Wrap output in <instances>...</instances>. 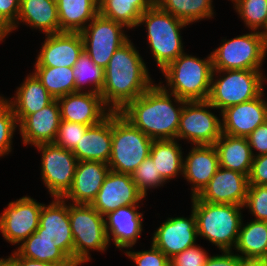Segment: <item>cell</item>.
<instances>
[{
  "instance_id": "8fae6325",
  "label": "cell",
  "mask_w": 267,
  "mask_h": 266,
  "mask_svg": "<svg viewBox=\"0 0 267 266\" xmlns=\"http://www.w3.org/2000/svg\"><path fill=\"white\" fill-rule=\"evenodd\" d=\"M41 152V179L53 198H63L71 189L78 160L71 150L54 143L34 146Z\"/></svg>"
},
{
  "instance_id": "484cf974",
  "label": "cell",
  "mask_w": 267,
  "mask_h": 266,
  "mask_svg": "<svg viewBox=\"0 0 267 266\" xmlns=\"http://www.w3.org/2000/svg\"><path fill=\"white\" fill-rule=\"evenodd\" d=\"M32 29H39L45 35L60 33L56 0H20V9L16 23L8 35L18 29L20 23Z\"/></svg>"
},
{
  "instance_id": "e575fe53",
  "label": "cell",
  "mask_w": 267,
  "mask_h": 266,
  "mask_svg": "<svg viewBox=\"0 0 267 266\" xmlns=\"http://www.w3.org/2000/svg\"><path fill=\"white\" fill-rule=\"evenodd\" d=\"M34 69L32 73L54 99L76 92L72 67H34Z\"/></svg>"
},
{
  "instance_id": "4dcf8cb0",
  "label": "cell",
  "mask_w": 267,
  "mask_h": 266,
  "mask_svg": "<svg viewBox=\"0 0 267 266\" xmlns=\"http://www.w3.org/2000/svg\"><path fill=\"white\" fill-rule=\"evenodd\" d=\"M154 4V0H99V13L127 29L138 27L141 15Z\"/></svg>"
},
{
  "instance_id": "ffe728a7",
  "label": "cell",
  "mask_w": 267,
  "mask_h": 266,
  "mask_svg": "<svg viewBox=\"0 0 267 266\" xmlns=\"http://www.w3.org/2000/svg\"><path fill=\"white\" fill-rule=\"evenodd\" d=\"M264 91L255 99L230 106L221 113L222 133L247 137L267 120V102Z\"/></svg>"
},
{
  "instance_id": "c3c4849f",
  "label": "cell",
  "mask_w": 267,
  "mask_h": 266,
  "mask_svg": "<svg viewBox=\"0 0 267 266\" xmlns=\"http://www.w3.org/2000/svg\"><path fill=\"white\" fill-rule=\"evenodd\" d=\"M16 266H59L52 262H43L20 256L15 250L11 254Z\"/></svg>"
},
{
  "instance_id": "1f68e13d",
  "label": "cell",
  "mask_w": 267,
  "mask_h": 266,
  "mask_svg": "<svg viewBox=\"0 0 267 266\" xmlns=\"http://www.w3.org/2000/svg\"><path fill=\"white\" fill-rule=\"evenodd\" d=\"M242 258L267 259V222L253 220L240 226L235 247Z\"/></svg>"
},
{
  "instance_id": "816d5d0a",
  "label": "cell",
  "mask_w": 267,
  "mask_h": 266,
  "mask_svg": "<svg viewBox=\"0 0 267 266\" xmlns=\"http://www.w3.org/2000/svg\"><path fill=\"white\" fill-rule=\"evenodd\" d=\"M8 36V33L0 26V42Z\"/></svg>"
},
{
  "instance_id": "b9f144b4",
  "label": "cell",
  "mask_w": 267,
  "mask_h": 266,
  "mask_svg": "<svg viewBox=\"0 0 267 266\" xmlns=\"http://www.w3.org/2000/svg\"><path fill=\"white\" fill-rule=\"evenodd\" d=\"M130 250L131 248L124 253L134 261L136 266H170V259L153 243H151V248L149 250Z\"/></svg>"
},
{
  "instance_id": "6da1fadb",
  "label": "cell",
  "mask_w": 267,
  "mask_h": 266,
  "mask_svg": "<svg viewBox=\"0 0 267 266\" xmlns=\"http://www.w3.org/2000/svg\"><path fill=\"white\" fill-rule=\"evenodd\" d=\"M153 82L143 58L129 39L115 51L104 69L100 94L112 112H120L148 90Z\"/></svg>"
},
{
  "instance_id": "ee69618b",
  "label": "cell",
  "mask_w": 267,
  "mask_h": 266,
  "mask_svg": "<svg viewBox=\"0 0 267 266\" xmlns=\"http://www.w3.org/2000/svg\"><path fill=\"white\" fill-rule=\"evenodd\" d=\"M20 0H0V26L7 32L16 23Z\"/></svg>"
},
{
  "instance_id": "ab89813d",
  "label": "cell",
  "mask_w": 267,
  "mask_h": 266,
  "mask_svg": "<svg viewBox=\"0 0 267 266\" xmlns=\"http://www.w3.org/2000/svg\"><path fill=\"white\" fill-rule=\"evenodd\" d=\"M89 127V125L61 120L53 143L72 151Z\"/></svg>"
},
{
  "instance_id": "f907efd6",
  "label": "cell",
  "mask_w": 267,
  "mask_h": 266,
  "mask_svg": "<svg viewBox=\"0 0 267 266\" xmlns=\"http://www.w3.org/2000/svg\"><path fill=\"white\" fill-rule=\"evenodd\" d=\"M0 266H16V264L14 259L8 256V258H0Z\"/></svg>"
},
{
  "instance_id": "f6af8a7d",
  "label": "cell",
  "mask_w": 267,
  "mask_h": 266,
  "mask_svg": "<svg viewBox=\"0 0 267 266\" xmlns=\"http://www.w3.org/2000/svg\"><path fill=\"white\" fill-rule=\"evenodd\" d=\"M246 138L250 145L253 156L267 154V120L258 126ZM253 150L258 151V153H254Z\"/></svg>"
},
{
  "instance_id": "603a6c76",
  "label": "cell",
  "mask_w": 267,
  "mask_h": 266,
  "mask_svg": "<svg viewBox=\"0 0 267 266\" xmlns=\"http://www.w3.org/2000/svg\"><path fill=\"white\" fill-rule=\"evenodd\" d=\"M183 163V177L192 185L191 198L197 196L219 168L214 145H193Z\"/></svg>"
},
{
  "instance_id": "83f0119b",
  "label": "cell",
  "mask_w": 267,
  "mask_h": 266,
  "mask_svg": "<svg viewBox=\"0 0 267 266\" xmlns=\"http://www.w3.org/2000/svg\"><path fill=\"white\" fill-rule=\"evenodd\" d=\"M214 147L218 154L220 167L240 172L249 177L254 156L247 138L222 133Z\"/></svg>"
},
{
  "instance_id": "d6a6232c",
  "label": "cell",
  "mask_w": 267,
  "mask_h": 266,
  "mask_svg": "<svg viewBox=\"0 0 267 266\" xmlns=\"http://www.w3.org/2000/svg\"><path fill=\"white\" fill-rule=\"evenodd\" d=\"M15 251L22 257L52 262L59 266H65L72 261L56 246L52 238L38 234L36 231L24 240Z\"/></svg>"
},
{
  "instance_id": "7dc6e473",
  "label": "cell",
  "mask_w": 267,
  "mask_h": 266,
  "mask_svg": "<svg viewBox=\"0 0 267 266\" xmlns=\"http://www.w3.org/2000/svg\"><path fill=\"white\" fill-rule=\"evenodd\" d=\"M221 255L210 256L204 266H239L240 256L232 250H223Z\"/></svg>"
},
{
  "instance_id": "74e56055",
  "label": "cell",
  "mask_w": 267,
  "mask_h": 266,
  "mask_svg": "<svg viewBox=\"0 0 267 266\" xmlns=\"http://www.w3.org/2000/svg\"><path fill=\"white\" fill-rule=\"evenodd\" d=\"M18 122L8 98L0 96V157L12 151V139Z\"/></svg>"
},
{
  "instance_id": "f1b7e54d",
  "label": "cell",
  "mask_w": 267,
  "mask_h": 266,
  "mask_svg": "<svg viewBox=\"0 0 267 266\" xmlns=\"http://www.w3.org/2000/svg\"><path fill=\"white\" fill-rule=\"evenodd\" d=\"M60 32H81L99 13V0H56Z\"/></svg>"
},
{
  "instance_id": "4316f807",
  "label": "cell",
  "mask_w": 267,
  "mask_h": 266,
  "mask_svg": "<svg viewBox=\"0 0 267 266\" xmlns=\"http://www.w3.org/2000/svg\"><path fill=\"white\" fill-rule=\"evenodd\" d=\"M11 99V100H10ZM54 98L37 77L31 73L18 87L13 98H9L18 125L30 114L50 104Z\"/></svg>"
},
{
  "instance_id": "9c48e42d",
  "label": "cell",
  "mask_w": 267,
  "mask_h": 266,
  "mask_svg": "<svg viewBox=\"0 0 267 266\" xmlns=\"http://www.w3.org/2000/svg\"><path fill=\"white\" fill-rule=\"evenodd\" d=\"M222 42L211 52L214 70H261L267 54L263 33L251 31Z\"/></svg>"
},
{
  "instance_id": "db71d44e",
  "label": "cell",
  "mask_w": 267,
  "mask_h": 266,
  "mask_svg": "<svg viewBox=\"0 0 267 266\" xmlns=\"http://www.w3.org/2000/svg\"><path fill=\"white\" fill-rule=\"evenodd\" d=\"M263 36H264V39H265V42H266V45H267V28H266V30L263 32Z\"/></svg>"
},
{
  "instance_id": "f35d334b",
  "label": "cell",
  "mask_w": 267,
  "mask_h": 266,
  "mask_svg": "<svg viewBox=\"0 0 267 266\" xmlns=\"http://www.w3.org/2000/svg\"><path fill=\"white\" fill-rule=\"evenodd\" d=\"M132 180L135 182L138 190L146 198L147 191L152 188L162 187L165 181L157 172L155 163L150 157H147L131 174Z\"/></svg>"
},
{
  "instance_id": "bcb514c9",
  "label": "cell",
  "mask_w": 267,
  "mask_h": 266,
  "mask_svg": "<svg viewBox=\"0 0 267 266\" xmlns=\"http://www.w3.org/2000/svg\"><path fill=\"white\" fill-rule=\"evenodd\" d=\"M249 185H267V154L254 156Z\"/></svg>"
},
{
  "instance_id": "8d00e7d4",
  "label": "cell",
  "mask_w": 267,
  "mask_h": 266,
  "mask_svg": "<svg viewBox=\"0 0 267 266\" xmlns=\"http://www.w3.org/2000/svg\"><path fill=\"white\" fill-rule=\"evenodd\" d=\"M232 3L247 28L261 33L266 30L267 0H232Z\"/></svg>"
},
{
  "instance_id": "52a82bcc",
  "label": "cell",
  "mask_w": 267,
  "mask_h": 266,
  "mask_svg": "<svg viewBox=\"0 0 267 266\" xmlns=\"http://www.w3.org/2000/svg\"><path fill=\"white\" fill-rule=\"evenodd\" d=\"M262 72L261 70H214L209 103L215 110L219 109L222 112L230 106L255 99L264 91L266 78Z\"/></svg>"
},
{
  "instance_id": "3957f363",
  "label": "cell",
  "mask_w": 267,
  "mask_h": 266,
  "mask_svg": "<svg viewBox=\"0 0 267 266\" xmlns=\"http://www.w3.org/2000/svg\"><path fill=\"white\" fill-rule=\"evenodd\" d=\"M213 71L211 53L207 58L199 59L184 52L161 71L166 87L162 82L158 84L186 101H207Z\"/></svg>"
},
{
  "instance_id": "44dd1931",
  "label": "cell",
  "mask_w": 267,
  "mask_h": 266,
  "mask_svg": "<svg viewBox=\"0 0 267 266\" xmlns=\"http://www.w3.org/2000/svg\"><path fill=\"white\" fill-rule=\"evenodd\" d=\"M61 121L60 106L54 99L46 107L28 115L19 125L24 145L53 143Z\"/></svg>"
},
{
  "instance_id": "30bf717a",
  "label": "cell",
  "mask_w": 267,
  "mask_h": 266,
  "mask_svg": "<svg viewBox=\"0 0 267 266\" xmlns=\"http://www.w3.org/2000/svg\"><path fill=\"white\" fill-rule=\"evenodd\" d=\"M125 28L123 24L98 13L80 32L84 52L97 66L105 69L115 51L129 40L123 30Z\"/></svg>"
},
{
  "instance_id": "60d3db41",
  "label": "cell",
  "mask_w": 267,
  "mask_h": 266,
  "mask_svg": "<svg viewBox=\"0 0 267 266\" xmlns=\"http://www.w3.org/2000/svg\"><path fill=\"white\" fill-rule=\"evenodd\" d=\"M244 207L258 221L267 222V185H249Z\"/></svg>"
},
{
  "instance_id": "d590c367",
  "label": "cell",
  "mask_w": 267,
  "mask_h": 266,
  "mask_svg": "<svg viewBox=\"0 0 267 266\" xmlns=\"http://www.w3.org/2000/svg\"><path fill=\"white\" fill-rule=\"evenodd\" d=\"M72 68L75 77L76 92H83L85 84L88 83L92 87L84 91L101 93L104 84V69L97 66L88 54L83 51Z\"/></svg>"
},
{
  "instance_id": "5bb4252c",
  "label": "cell",
  "mask_w": 267,
  "mask_h": 266,
  "mask_svg": "<svg viewBox=\"0 0 267 266\" xmlns=\"http://www.w3.org/2000/svg\"><path fill=\"white\" fill-rule=\"evenodd\" d=\"M144 198L130 174L110 170L91 206L105 217L120 207L140 205Z\"/></svg>"
},
{
  "instance_id": "2e32d148",
  "label": "cell",
  "mask_w": 267,
  "mask_h": 266,
  "mask_svg": "<svg viewBox=\"0 0 267 266\" xmlns=\"http://www.w3.org/2000/svg\"><path fill=\"white\" fill-rule=\"evenodd\" d=\"M197 237L196 217L192 210L189 218L177 216L166 219L153 233L152 243L171 259L196 245Z\"/></svg>"
},
{
  "instance_id": "cb8c5ba5",
  "label": "cell",
  "mask_w": 267,
  "mask_h": 266,
  "mask_svg": "<svg viewBox=\"0 0 267 266\" xmlns=\"http://www.w3.org/2000/svg\"><path fill=\"white\" fill-rule=\"evenodd\" d=\"M110 168L99 161H78L71 189L63 197L73 204L91 205L99 192Z\"/></svg>"
},
{
  "instance_id": "681fc988",
  "label": "cell",
  "mask_w": 267,
  "mask_h": 266,
  "mask_svg": "<svg viewBox=\"0 0 267 266\" xmlns=\"http://www.w3.org/2000/svg\"><path fill=\"white\" fill-rule=\"evenodd\" d=\"M239 266H267V259L240 257Z\"/></svg>"
},
{
  "instance_id": "ba28073f",
  "label": "cell",
  "mask_w": 267,
  "mask_h": 266,
  "mask_svg": "<svg viewBox=\"0 0 267 266\" xmlns=\"http://www.w3.org/2000/svg\"><path fill=\"white\" fill-rule=\"evenodd\" d=\"M69 203V220L74 239V261L88 262L89 250L105 251L109 241L105 217L87 204Z\"/></svg>"
},
{
  "instance_id": "277c9868",
  "label": "cell",
  "mask_w": 267,
  "mask_h": 266,
  "mask_svg": "<svg viewBox=\"0 0 267 266\" xmlns=\"http://www.w3.org/2000/svg\"><path fill=\"white\" fill-rule=\"evenodd\" d=\"M191 201L198 236L207 239L221 251L232 250L237 243L244 206L208 203L196 196Z\"/></svg>"
},
{
  "instance_id": "f546056e",
  "label": "cell",
  "mask_w": 267,
  "mask_h": 266,
  "mask_svg": "<svg viewBox=\"0 0 267 266\" xmlns=\"http://www.w3.org/2000/svg\"><path fill=\"white\" fill-rule=\"evenodd\" d=\"M181 149L177 139L153 140L149 157L165 182L183 175L184 157Z\"/></svg>"
},
{
  "instance_id": "e0dca14e",
  "label": "cell",
  "mask_w": 267,
  "mask_h": 266,
  "mask_svg": "<svg viewBox=\"0 0 267 266\" xmlns=\"http://www.w3.org/2000/svg\"><path fill=\"white\" fill-rule=\"evenodd\" d=\"M63 198H53L49 205H42L39 227L36 232L52 238L72 261H74V239L69 220V204Z\"/></svg>"
},
{
  "instance_id": "7bdbcfd3",
  "label": "cell",
  "mask_w": 267,
  "mask_h": 266,
  "mask_svg": "<svg viewBox=\"0 0 267 266\" xmlns=\"http://www.w3.org/2000/svg\"><path fill=\"white\" fill-rule=\"evenodd\" d=\"M208 258L204 248L194 245L172 257L169 264L170 266H204Z\"/></svg>"
},
{
  "instance_id": "ac0fdd59",
  "label": "cell",
  "mask_w": 267,
  "mask_h": 266,
  "mask_svg": "<svg viewBox=\"0 0 267 266\" xmlns=\"http://www.w3.org/2000/svg\"><path fill=\"white\" fill-rule=\"evenodd\" d=\"M61 120L93 126L112 111L104 104L100 93L77 91L57 99Z\"/></svg>"
},
{
  "instance_id": "7c38bea8",
  "label": "cell",
  "mask_w": 267,
  "mask_h": 266,
  "mask_svg": "<svg viewBox=\"0 0 267 266\" xmlns=\"http://www.w3.org/2000/svg\"><path fill=\"white\" fill-rule=\"evenodd\" d=\"M209 101H187L180 114L177 140L193 145H214L222 134V121L208 109Z\"/></svg>"
},
{
  "instance_id": "7a4b0ae2",
  "label": "cell",
  "mask_w": 267,
  "mask_h": 266,
  "mask_svg": "<svg viewBox=\"0 0 267 266\" xmlns=\"http://www.w3.org/2000/svg\"><path fill=\"white\" fill-rule=\"evenodd\" d=\"M186 102L153 84L119 113L152 140H173L177 139L180 114Z\"/></svg>"
},
{
  "instance_id": "836d02e7",
  "label": "cell",
  "mask_w": 267,
  "mask_h": 266,
  "mask_svg": "<svg viewBox=\"0 0 267 266\" xmlns=\"http://www.w3.org/2000/svg\"><path fill=\"white\" fill-rule=\"evenodd\" d=\"M154 3L188 25L198 20L213 18L215 13L212 0H154Z\"/></svg>"
},
{
  "instance_id": "d4e9b609",
  "label": "cell",
  "mask_w": 267,
  "mask_h": 266,
  "mask_svg": "<svg viewBox=\"0 0 267 266\" xmlns=\"http://www.w3.org/2000/svg\"><path fill=\"white\" fill-rule=\"evenodd\" d=\"M112 147V112L100 123L90 126L72 150L78 161L108 164Z\"/></svg>"
},
{
  "instance_id": "d6986e66",
  "label": "cell",
  "mask_w": 267,
  "mask_h": 266,
  "mask_svg": "<svg viewBox=\"0 0 267 266\" xmlns=\"http://www.w3.org/2000/svg\"><path fill=\"white\" fill-rule=\"evenodd\" d=\"M45 38L34 67H73L84 51L80 32H60Z\"/></svg>"
},
{
  "instance_id": "8992f818",
  "label": "cell",
  "mask_w": 267,
  "mask_h": 266,
  "mask_svg": "<svg viewBox=\"0 0 267 266\" xmlns=\"http://www.w3.org/2000/svg\"><path fill=\"white\" fill-rule=\"evenodd\" d=\"M153 140L119 112H112L111 171L132 174L150 156Z\"/></svg>"
},
{
  "instance_id": "f5cc1de1",
  "label": "cell",
  "mask_w": 267,
  "mask_h": 266,
  "mask_svg": "<svg viewBox=\"0 0 267 266\" xmlns=\"http://www.w3.org/2000/svg\"><path fill=\"white\" fill-rule=\"evenodd\" d=\"M83 263H86V262H81V261H71L69 264L65 265V266H80L82 265Z\"/></svg>"
},
{
  "instance_id": "5b68a950",
  "label": "cell",
  "mask_w": 267,
  "mask_h": 266,
  "mask_svg": "<svg viewBox=\"0 0 267 266\" xmlns=\"http://www.w3.org/2000/svg\"><path fill=\"white\" fill-rule=\"evenodd\" d=\"M141 24L146 26L150 51L161 71L184 53L180 30L187 23L154 3L141 15L138 26Z\"/></svg>"
},
{
  "instance_id": "7402d4cb",
  "label": "cell",
  "mask_w": 267,
  "mask_h": 266,
  "mask_svg": "<svg viewBox=\"0 0 267 266\" xmlns=\"http://www.w3.org/2000/svg\"><path fill=\"white\" fill-rule=\"evenodd\" d=\"M139 207L140 205L123 206L105 216L109 244L112 238L116 248L127 250L137 243L143 231V214L138 211Z\"/></svg>"
},
{
  "instance_id": "9a60e30c",
  "label": "cell",
  "mask_w": 267,
  "mask_h": 266,
  "mask_svg": "<svg viewBox=\"0 0 267 266\" xmlns=\"http://www.w3.org/2000/svg\"><path fill=\"white\" fill-rule=\"evenodd\" d=\"M248 187V176L219 166L209 183L196 197L213 204L244 206Z\"/></svg>"
},
{
  "instance_id": "4fadbf2b",
  "label": "cell",
  "mask_w": 267,
  "mask_h": 266,
  "mask_svg": "<svg viewBox=\"0 0 267 266\" xmlns=\"http://www.w3.org/2000/svg\"><path fill=\"white\" fill-rule=\"evenodd\" d=\"M42 203L30 196L12 201L0 215V232L13 245L22 243L39 227Z\"/></svg>"
}]
</instances>
